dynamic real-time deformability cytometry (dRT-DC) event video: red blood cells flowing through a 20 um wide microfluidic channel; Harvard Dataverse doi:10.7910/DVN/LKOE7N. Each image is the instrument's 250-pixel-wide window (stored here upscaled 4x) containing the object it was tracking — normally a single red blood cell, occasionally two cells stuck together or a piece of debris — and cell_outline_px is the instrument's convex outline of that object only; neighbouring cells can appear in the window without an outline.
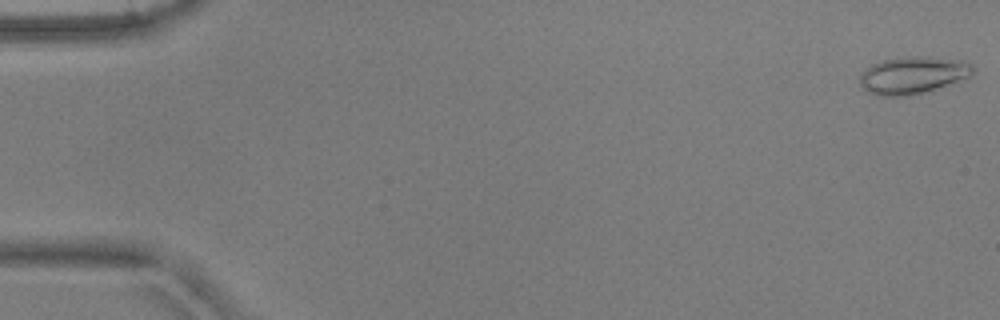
{"species": "common noctule bat (a hibernating species)", "species_latin": "Nyctalus noctula", "temperature_condition": "warm", "stored_images_in_passage": 6, "camera_frame_rate_fps": 3000, "um_per_image_px": 0.085, "animal": {"sex": "male", "body_mass_g": 17.9, "forearm_length_mm": 54.2}, "frame": {"image": 1, "passage_image": 1, "time_ms": 0.0, "image_size_px": [1000, 320], "cell_outline_px": [[976, 68], [968, 76], [924, 92], [908, 96], [880, 96], [868, 92], [860, 84], [860, 72], [872, 64], [880, 60], [908, 56], [920, 56], [964, 60], [972, 64]], "centroid_in_image_um": [77.54, 6.37], "position_along_channel_um": 7.5, "area_um2": 24.39}}